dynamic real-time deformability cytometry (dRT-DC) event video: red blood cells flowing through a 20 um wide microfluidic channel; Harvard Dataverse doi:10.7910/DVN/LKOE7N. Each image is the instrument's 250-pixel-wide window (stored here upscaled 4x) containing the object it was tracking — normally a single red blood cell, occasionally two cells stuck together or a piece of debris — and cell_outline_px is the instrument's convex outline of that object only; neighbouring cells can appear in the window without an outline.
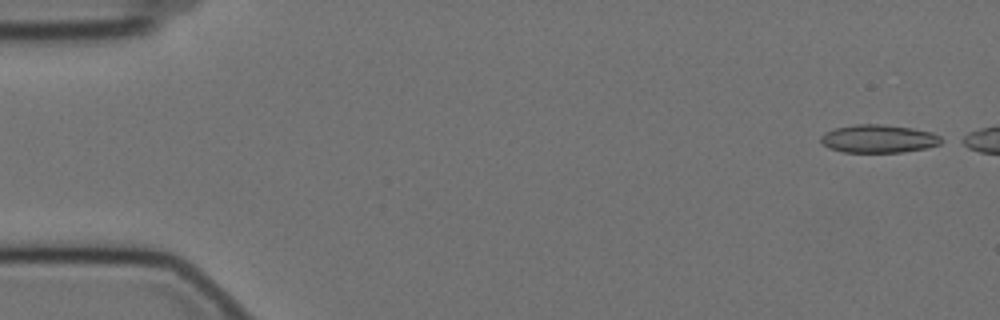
{"species": "Egyptian fruit bat (a non-hibernating species)", "species_latin": "Rousettus aegyptiacus", "temperature_condition": "cold", "stored_images_in_passage": 8, "camera_frame_rate_fps": 3000, "um_per_image_px": 0.085, "animal": {"sex": "female"}, "frame": {"image": 1, "passage_image": 1, "time_ms": 0.0, "image_size_px": [1000, 320], "cell_outline_px": [[948, 140], [940, 144], [928, 148], [904, 152], [844, 152], [828, 148], [820, 140], [820, 136], [824, 132], [836, 128], [856, 124], [884, 124], [912, 128], [932, 132]], "centroid_in_image_um": [74.73, 11.79], "position_along_channel_um": 10.3, "area_um2": 20.0}}